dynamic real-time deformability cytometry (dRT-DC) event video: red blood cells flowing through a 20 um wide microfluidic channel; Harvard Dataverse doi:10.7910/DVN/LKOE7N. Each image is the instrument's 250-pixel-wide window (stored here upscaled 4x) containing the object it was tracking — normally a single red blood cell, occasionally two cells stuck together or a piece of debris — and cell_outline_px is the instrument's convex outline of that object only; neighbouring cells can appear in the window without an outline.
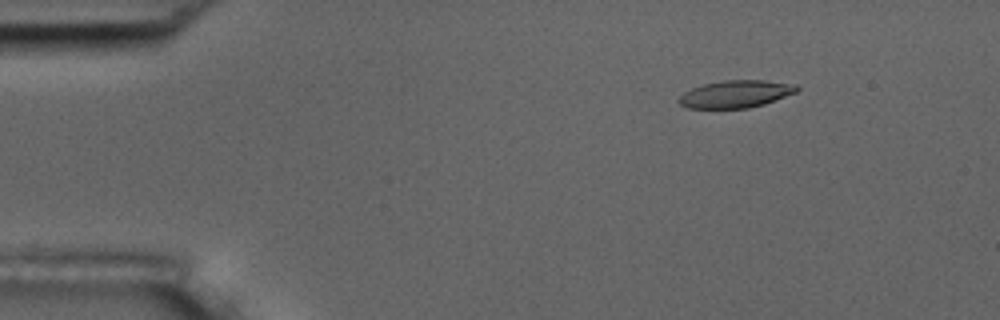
{"species": "common noctule bat (a hibernating species)", "species_latin": "Nyctalus noctula", "temperature_condition": "room temperature", "stored_images_in_passage": 5, "camera_frame_rate_fps": 3000, "um_per_image_px": 0.085, "animal": {"sex": "male", "body_mass_g": 17.5, "forearm_length_mm": 52.3}, "frame": {"image": 1, "passage_image": 3, "time_ms": 2.333, "image_size_px": [1000, 320], "cell_outline_px": [[800, 88], [796, 92], [764, 104], [748, 108], [688, 108], [680, 104], [676, 100], [684, 92], [692, 88], [704, 84], [724, 80], [764, 80], [796, 84]], "centroid_in_image_um": [62.53, 7.99], "position_along_channel_um": 22.5, "area_um2": 18.79}}